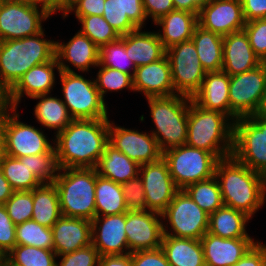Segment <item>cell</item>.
Wrapping results in <instances>:
<instances>
[{
  "mask_svg": "<svg viewBox=\"0 0 266 266\" xmlns=\"http://www.w3.org/2000/svg\"><path fill=\"white\" fill-rule=\"evenodd\" d=\"M108 119H73L63 131L54 135L60 169L96 167L109 143Z\"/></svg>",
  "mask_w": 266,
  "mask_h": 266,
  "instance_id": "6da1fadb",
  "label": "cell"
},
{
  "mask_svg": "<svg viewBox=\"0 0 266 266\" xmlns=\"http://www.w3.org/2000/svg\"><path fill=\"white\" fill-rule=\"evenodd\" d=\"M224 206L252 218L265 204L266 177L240 163L232 155L217 161L214 175Z\"/></svg>",
  "mask_w": 266,
  "mask_h": 266,
  "instance_id": "7a4b0ae2",
  "label": "cell"
},
{
  "mask_svg": "<svg viewBox=\"0 0 266 266\" xmlns=\"http://www.w3.org/2000/svg\"><path fill=\"white\" fill-rule=\"evenodd\" d=\"M234 121L224 113L189 103L186 144L212 153L218 160L232 155Z\"/></svg>",
  "mask_w": 266,
  "mask_h": 266,
  "instance_id": "3957f363",
  "label": "cell"
},
{
  "mask_svg": "<svg viewBox=\"0 0 266 266\" xmlns=\"http://www.w3.org/2000/svg\"><path fill=\"white\" fill-rule=\"evenodd\" d=\"M36 35L0 41V80L10 89L32 67L55 57L56 41Z\"/></svg>",
  "mask_w": 266,
  "mask_h": 266,
  "instance_id": "277c9868",
  "label": "cell"
},
{
  "mask_svg": "<svg viewBox=\"0 0 266 266\" xmlns=\"http://www.w3.org/2000/svg\"><path fill=\"white\" fill-rule=\"evenodd\" d=\"M95 168L59 169L54 180L63 216L92 221L96 216Z\"/></svg>",
  "mask_w": 266,
  "mask_h": 266,
  "instance_id": "5b68a950",
  "label": "cell"
},
{
  "mask_svg": "<svg viewBox=\"0 0 266 266\" xmlns=\"http://www.w3.org/2000/svg\"><path fill=\"white\" fill-rule=\"evenodd\" d=\"M156 127L149 131L161 152L186 144L188 111L191 98L181 94L146 98Z\"/></svg>",
  "mask_w": 266,
  "mask_h": 266,
  "instance_id": "8992f818",
  "label": "cell"
},
{
  "mask_svg": "<svg viewBox=\"0 0 266 266\" xmlns=\"http://www.w3.org/2000/svg\"><path fill=\"white\" fill-rule=\"evenodd\" d=\"M232 156L266 177V118L258 115L234 122Z\"/></svg>",
  "mask_w": 266,
  "mask_h": 266,
  "instance_id": "52a82bcc",
  "label": "cell"
},
{
  "mask_svg": "<svg viewBox=\"0 0 266 266\" xmlns=\"http://www.w3.org/2000/svg\"><path fill=\"white\" fill-rule=\"evenodd\" d=\"M63 103L73 119L108 118L105 101L96 88L95 80L78 73L59 71Z\"/></svg>",
  "mask_w": 266,
  "mask_h": 266,
  "instance_id": "ba28073f",
  "label": "cell"
},
{
  "mask_svg": "<svg viewBox=\"0 0 266 266\" xmlns=\"http://www.w3.org/2000/svg\"><path fill=\"white\" fill-rule=\"evenodd\" d=\"M162 157L178 189L212 178L218 161L212 153L187 144L166 150Z\"/></svg>",
  "mask_w": 266,
  "mask_h": 266,
  "instance_id": "9c48e42d",
  "label": "cell"
},
{
  "mask_svg": "<svg viewBox=\"0 0 266 266\" xmlns=\"http://www.w3.org/2000/svg\"><path fill=\"white\" fill-rule=\"evenodd\" d=\"M163 235L201 239L209 229V214L202 210L184 189H179L168 207L161 213ZM167 219V220H166ZM172 230V231H171Z\"/></svg>",
  "mask_w": 266,
  "mask_h": 266,
  "instance_id": "30bf717a",
  "label": "cell"
},
{
  "mask_svg": "<svg viewBox=\"0 0 266 266\" xmlns=\"http://www.w3.org/2000/svg\"><path fill=\"white\" fill-rule=\"evenodd\" d=\"M52 16L46 9L19 0H0V41L21 39L43 30Z\"/></svg>",
  "mask_w": 266,
  "mask_h": 266,
  "instance_id": "8fae6325",
  "label": "cell"
},
{
  "mask_svg": "<svg viewBox=\"0 0 266 266\" xmlns=\"http://www.w3.org/2000/svg\"><path fill=\"white\" fill-rule=\"evenodd\" d=\"M175 92L190 98L200 89L206 71L203 69L192 40L166 49Z\"/></svg>",
  "mask_w": 266,
  "mask_h": 266,
  "instance_id": "7c38bea8",
  "label": "cell"
},
{
  "mask_svg": "<svg viewBox=\"0 0 266 266\" xmlns=\"http://www.w3.org/2000/svg\"><path fill=\"white\" fill-rule=\"evenodd\" d=\"M266 86V62L241 74L230 76V118L254 115L261 103Z\"/></svg>",
  "mask_w": 266,
  "mask_h": 266,
  "instance_id": "4fadbf2b",
  "label": "cell"
},
{
  "mask_svg": "<svg viewBox=\"0 0 266 266\" xmlns=\"http://www.w3.org/2000/svg\"><path fill=\"white\" fill-rule=\"evenodd\" d=\"M17 109L5 117L4 154L21 158L49 153L54 148L53 143L47 139L42 129L21 122Z\"/></svg>",
  "mask_w": 266,
  "mask_h": 266,
  "instance_id": "5bb4252c",
  "label": "cell"
},
{
  "mask_svg": "<svg viewBox=\"0 0 266 266\" xmlns=\"http://www.w3.org/2000/svg\"><path fill=\"white\" fill-rule=\"evenodd\" d=\"M145 190L147 210L162 213L179 190L170 175L167 161L159 160L143 164L139 169Z\"/></svg>",
  "mask_w": 266,
  "mask_h": 266,
  "instance_id": "9a60e30c",
  "label": "cell"
},
{
  "mask_svg": "<svg viewBox=\"0 0 266 266\" xmlns=\"http://www.w3.org/2000/svg\"><path fill=\"white\" fill-rule=\"evenodd\" d=\"M109 144L140 166L155 162L163 155L156 138L151 133L116 126L110 120Z\"/></svg>",
  "mask_w": 266,
  "mask_h": 266,
  "instance_id": "2e32d148",
  "label": "cell"
},
{
  "mask_svg": "<svg viewBox=\"0 0 266 266\" xmlns=\"http://www.w3.org/2000/svg\"><path fill=\"white\" fill-rule=\"evenodd\" d=\"M163 222L162 215L158 212L149 210L127 211L125 231L129 253L160 248L163 237Z\"/></svg>",
  "mask_w": 266,
  "mask_h": 266,
  "instance_id": "e0dca14e",
  "label": "cell"
},
{
  "mask_svg": "<svg viewBox=\"0 0 266 266\" xmlns=\"http://www.w3.org/2000/svg\"><path fill=\"white\" fill-rule=\"evenodd\" d=\"M241 0H208L200 8L198 25L222 37L243 30Z\"/></svg>",
  "mask_w": 266,
  "mask_h": 266,
  "instance_id": "ac0fdd59",
  "label": "cell"
},
{
  "mask_svg": "<svg viewBox=\"0 0 266 266\" xmlns=\"http://www.w3.org/2000/svg\"><path fill=\"white\" fill-rule=\"evenodd\" d=\"M91 223V244L98 250L100 257L129 254L125 231L126 212L95 216Z\"/></svg>",
  "mask_w": 266,
  "mask_h": 266,
  "instance_id": "d6986e66",
  "label": "cell"
},
{
  "mask_svg": "<svg viewBox=\"0 0 266 266\" xmlns=\"http://www.w3.org/2000/svg\"><path fill=\"white\" fill-rule=\"evenodd\" d=\"M99 47L86 35L78 31L67 43L56 41L55 56L60 71L75 73L72 64L80 72L98 66Z\"/></svg>",
  "mask_w": 266,
  "mask_h": 266,
  "instance_id": "ffe728a7",
  "label": "cell"
},
{
  "mask_svg": "<svg viewBox=\"0 0 266 266\" xmlns=\"http://www.w3.org/2000/svg\"><path fill=\"white\" fill-rule=\"evenodd\" d=\"M133 91L148 97H169L176 95L170 63L165 55L160 60L139 66L133 76Z\"/></svg>",
  "mask_w": 266,
  "mask_h": 266,
  "instance_id": "44dd1931",
  "label": "cell"
},
{
  "mask_svg": "<svg viewBox=\"0 0 266 266\" xmlns=\"http://www.w3.org/2000/svg\"><path fill=\"white\" fill-rule=\"evenodd\" d=\"M200 241L206 266H233L258 242L252 238H222L209 232Z\"/></svg>",
  "mask_w": 266,
  "mask_h": 266,
  "instance_id": "7402d4cb",
  "label": "cell"
},
{
  "mask_svg": "<svg viewBox=\"0 0 266 266\" xmlns=\"http://www.w3.org/2000/svg\"><path fill=\"white\" fill-rule=\"evenodd\" d=\"M222 71L230 76L252 70L263 62L253 51L244 30L223 37Z\"/></svg>",
  "mask_w": 266,
  "mask_h": 266,
  "instance_id": "603a6c76",
  "label": "cell"
},
{
  "mask_svg": "<svg viewBox=\"0 0 266 266\" xmlns=\"http://www.w3.org/2000/svg\"><path fill=\"white\" fill-rule=\"evenodd\" d=\"M55 69L60 71L56 56L48 62L35 65L28 70L11 88V99L15 108L25 95L29 98L50 94L55 82Z\"/></svg>",
  "mask_w": 266,
  "mask_h": 266,
  "instance_id": "cb8c5ba5",
  "label": "cell"
},
{
  "mask_svg": "<svg viewBox=\"0 0 266 266\" xmlns=\"http://www.w3.org/2000/svg\"><path fill=\"white\" fill-rule=\"evenodd\" d=\"M56 255L74 252L91 244L92 223L81 218L61 216L51 227Z\"/></svg>",
  "mask_w": 266,
  "mask_h": 266,
  "instance_id": "d4e9b609",
  "label": "cell"
},
{
  "mask_svg": "<svg viewBox=\"0 0 266 266\" xmlns=\"http://www.w3.org/2000/svg\"><path fill=\"white\" fill-rule=\"evenodd\" d=\"M229 86V74L206 72L200 89L191 99L204 109L220 111L230 117Z\"/></svg>",
  "mask_w": 266,
  "mask_h": 266,
  "instance_id": "484cf974",
  "label": "cell"
},
{
  "mask_svg": "<svg viewBox=\"0 0 266 266\" xmlns=\"http://www.w3.org/2000/svg\"><path fill=\"white\" fill-rule=\"evenodd\" d=\"M154 24L161 26L158 36L165 49L191 40L198 25V15L186 10H173L161 17ZM162 32V33H161Z\"/></svg>",
  "mask_w": 266,
  "mask_h": 266,
  "instance_id": "4316f807",
  "label": "cell"
},
{
  "mask_svg": "<svg viewBox=\"0 0 266 266\" xmlns=\"http://www.w3.org/2000/svg\"><path fill=\"white\" fill-rule=\"evenodd\" d=\"M125 49L136 68L156 62L166 55L157 31L142 32L141 28L125 35Z\"/></svg>",
  "mask_w": 266,
  "mask_h": 266,
  "instance_id": "83f0119b",
  "label": "cell"
},
{
  "mask_svg": "<svg viewBox=\"0 0 266 266\" xmlns=\"http://www.w3.org/2000/svg\"><path fill=\"white\" fill-rule=\"evenodd\" d=\"M161 249L170 266H206L199 239L163 235Z\"/></svg>",
  "mask_w": 266,
  "mask_h": 266,
  "instance_id": "f1b7e54d",
  "label": "cell"
},
{
  "mask_svg": "<svg viewBox=\"0 0 266 266\" xmlns=\"http://www.w3.org/2000/svg\"><path fill=\"white\" fill-rule=\"evenodd\" d=\"M95 169L98 175L122 184L139 175L140 165L108 143Z\"/></svg>",
  "mask_w": 266,
  "mask_h": 266,
  "instance_id": "f546056e",
  "label": "cell"
},
{
  "mask_svg": "<svg viewBox=\"0 0 266 266\" xmlns=\"http://www.w3.org/2000/svg\"><path fill=\"white\" fill-rule=\"evenodd\" d=\"M250 219L239 210L222 206L209 215L208 232L222 238H252L246 231Z\"/></svg>",
  "mask_w": 266,
  "mask_h": 266,
  "instance_id": "4dcf8cb0",
  "label": "cell"
},
{
  "mask_svg": "<svg viewBox=\"0 0 266 266\" xmlns=\"http://www.w3.org/2000/svg\"><path fill=\"white\" fill-rule=\"evenodd\" d=\"M191 40L203 69L206 72L222 71L223 37L197 25Z\"/></svg>",
  "mask_w": 266,
  "mask_h": 266,
  "instance_id": "1f68e13d",
  "label": "cell"
},
{
  "mask_svg": "<svg viewBox=\"0 0 266 266\" xmlns=\"http://www.w3.org/2000/svg\"><path fill=\"white\" fill-rule=\"evenodd\" d=\"M31 98L39 99L34 108V116L38 124H42L48 129L57 130L54 134L63 131L72 122L73 118L62 99L52 97V94L51 96L49 94L37 95Z\"/></svg>",
  "mask_w": 266,
  "mask_h": 266,
  "instance_id": "d6a6232c",
  "label": "cell"
},
{
  "mask_svg": "<svg viewBox=\"0 0 266 266\" xmlns=\"http://www.w3.org/2000/svg\"><path fill=\"white\" fill-rule=\"evenodd\" d=\"M61 216L59 195L54 183H42L33 189V221L51 228Z\"/></svg>",
  "mask_w": 266,
  "mask_h": 266,
  "instance_id": "836d02e7",
  "label": "cell"
},
{
  "mask_svg": "<svg viewBox=\"0 0 266 266\" xmlns=\"http://www.w3.org/2000/svg\"><path fill=\"white\" fill-rule=\"evenodd\" d=\"M95 206L96 216L118 215L127 212L121 184L97 174Z\"/></svg>",
  "mask_w": 266,
  "mask_h": 266,
  "instance_id": "e575fe53",
  "label": "cell"
},
{
  "mask_svg": "<svg viewBox=\"0 0 266 266\" xmlns=\"http://www.w3.org/2000/svg\"><path fill=\"white\" fill-rule=\"evenodd\" d=\"M0 167L15 191H32L42 184L29 170L28 156L14 158L3 154L0 157Z\"/></svg>",
  "mask_w": 266,
  "mask_h": 266,
  "instance_id": "d590c367",
  "label": "cell"
},
{
  "mask_svg": "<svg viewBox=\"0 0 266 266\" xmlns=\"http://www.w3.org/2000/svg\"><path fill=\"white\" fill-rule=\"evenodd\" d=\"M184 190L209 215L224 206L220 186L215 176L204 181L192 183Z\"/></svg>",
  "mask_w": 266,
  "mask_h": 266,
  "instance_id": "8d00e7d4",
  "label": "cell"
},
{
  "mask_svg": "<svg viewBox=\"0 0 266 266\" xmlns=\"http://www.w3.org/2000/svg\"><path fill=\"white\" fill-rule=\"evenodd\" d=\"M98 65L117 69L133 78L136 66L126 53L125 35L99 47Z\"/></svg>",
  "mask_w": 266,
  "mask_h": 266,
  "instance_id": "74e56055",
  "label": "cell"
},
{
  "mask_svg": "<svg viewBox=\"0 0 266 266\" xmlns=\"http://www.w3.org/2000/svg\"><path fill=\"white\" fill-rule=\"evenodd\" d=\"M16 245H29L37 248L53 250V233L50 227L28 220L16 225Z\"/></svg>",
  "mask_w": 266,
  "mask_h": 266,
  "instance_id": "f35d334b",
  "label": "cell"
},
{
  "mask_svg": "<svg viewBox=\"0 0 266 266\" xmlns=\"http://www.w3.org/2000/svg\"><path fill=\"white\" fill-rule=\"evenodd\" d=\"M6 257L18 266H56L58 258L54 250L29 245H16Z\"/></svg>",
  "mask_w": 266,
  "mask_h": 266,
  "instance_id": "ab89813d",
  "label": "cell"
},
{
  "mask_svg": "<svg viewBox=\"0 0 266 266\" xmlns=\"http://www.w3.org/2000/svg\"><path fill=\"white\" fill-rule=\"evenodd\" d=\"M76 18L82 24L79 31L89 37L98 47L120 37L103 16H76Z\"/></svg>",
  "mask_w": 266,
  "mask_h": 266,
  "instance_id": "60d3db41",
  "label": "cell"
},
{
  "mask_svg": "<svg viewBox=\"0 0 266 266\" xmlns=\"http://www.w3.org/2000/svg\"><path fill=\"white\" fill-rule=\"evenodd\" d=\"M99 71L96 73L95 84L96 88L99 91V94L103 100H105V94L109 91H119L129 89H133V79L129 74L121 72L117 69H113L110 67H103L98 65Z\"/></svg>",
  "mask_w": 266,
  "mask_h": 266,
  "instance_id": "b9f144b4",
  "label": "cell"
},
{
  "mask_svg": "<svg viewBox=\"0 0 266 266\" xmlns=\"http://www.w3.org/2000/svg\"><path fill=\"white\" fill-rule=\"evenodd\" d=\"M28 166L41 183H53L60 169L55 147L49 153L28 156Z\"/></svg>",
  "mask_w": 266,
  "mask_h": 266,
  "instance_id": "7bdbcfd3",
  "label": "cell"
},
{
  "mask_svg": "<svg viewBox=\"0 0 266 266\" xmlns=\"http://www.w3.org/2000/svg\"><path fill=\"white\" fill-rule=\"evenodd\" d=\"M4 206L15 225L32 220L33 214V190L14 191Z\"/></svg>",
  "mask_w": 266,
  "mask_h": 266,
  "instance_id": "ee69618b",
  "label": "cell"
},
{
  "mask_svg": "<svg viewBox=\"0 0 266 266\" xmlns=\"http://www.w3.org/2000/svg\"><path fill=\"white\" fill-rule=\"evenodd\" d=\"M104 19L117 32L119 36L126 35L138 28L129 20L126 13L123 12L119 0H106L104 3Z\"/></svg>",
  "mask_w": 266,
  "mask_h": 266,
  "instance_id": "f6af8a7d",
  "label": "cell"
},
{
  "mask_svg": "<svg viewBox=\"0 0 266 266\" xmlns=\"http://www.w3.org/2000/svg\"><path fill=\"white\" fill-rule=\"evenodd\" d=\"M243 30L255 54L266 62V18L246 22Z\"/></svg>",
  "mask_w": 266,
  "mask_h": 266,
  "instance_id": "bcb514c9",
  "label": "cell"
},
{
  "mask_svg": "<svg viewBox=\"0 0 266 266\" xmlns=\"http://www.w3.org/2000/svg\"><path fill=\"white\" fill-rule=\"evenodd\" d=\"M121 186L128 211L147 210L145 190L139 175Z\"/></svg>",
  "mask_w": 266,
  "mask_h": 266,
  "instance_id": "7dc6e473",
  "label": "cell"
},
{
  "mask_svg": "<svg viewBox=\"0 0 266 266\" xmlns=\"http://www.w3.org/2000/svg\"><path fill=\"white\" fill-rule=\"evenodd\" d=\"M61 262L56 261V266H98L100 255L92 245L80 248L74 252L57 256Z\"/></svg>",
  "mask_w": 266,
  "mask_h": 266,
  "instance_id": "c3c4849f",
  "label": "cell"
},
{
  "mask_svg": "<svg viewBox=\"0 0 266 266\" xmlns=\"http://www.w3.org/2000/svg\"><path fill=\"white\" fill-rule=\"evenodd\" d=\"M16 225L8 216L4 205H0V250L8 254L16 246Z\"/></svg>",
  "mask_w": 266,
  "mask_h": 266,
  "instance_id": "681fc988",
  "label": "cell"
},
{
  "mask_svg": "<svg viewBox=\"0 0 266 266\" xmlns=\"http://www.w3.org/2000/svg\"><path fill=\"white\" fill-rule=\"evenodd\" d=\"M132 266H170L163 250H139L131 253Z\"/></svg>",
  "mask_w": 266,
  "mask_h": 266,
  "instance_id": "f907efd6",
  "label": "cell"
},
{
  "mask_svg": "<svg viewBox=\"0 0 266 266\" xmlns=\"http://www.w3.org/2000/svg\"><path fill=\"white\" fill-rule=\"evenodd\" d=\"M123 12L127 14L129 20L137 27L143 28L144 22L148 19L144 10L142 0H119Z\"/></svg>",
  "mask_w": 266,
  "mask_h": 266,
  "instance_id": "816d5d0a",
  "label": "cell"
},
{
  "mask_svg": "<svg viewBox=\"0 0 266 266\" xmlns=\"http://www.w3.org/2000/svg\"><path fill=\"white\" fill-rule=\"evenodd\" d=\"M105 1L106 0H77L63 18H66L68 14L72 12H74L75 16H103Z\"/></svg>",
  "mask_w": 266,
  "mask_h": 266,
  "instance_id": "f5cc1de1",
  "label": "cell"
},
{
  "mask_svg": "<svg viewBox=\"0 0 266 266\" xmlns=\"http://www.w3.org/2000/svg\"><path fill=\"white\" fill-rule=\"evenodd\" d=\"M147 18L155 23L161 17L175 10L173 0H142Z\"/></svg>",
  "mask_w": 266,
  "mask_h": 266,
  "instance_id": "db71d44e",
  "label": "cell"
},
{
  "mask_svg": "<svg viewBox=\"0 0 266 266\" xmlns=\"http://www.w3.org/2000/svg\"><path fill=\"white\" fill-rule=\"evenodd\" d=\"M233 266H266V244H263L261 241H258Z\"/></svg>",
  "mask_w": 266,
  "mask_h": 266,
  "instance_id": "11a10c76",
  "label": "cell"
},
{
  "mask_svg": "<svg viewBox=\"0 0 266 266\" xmlns=\"http://www.w3.org/2000/svg\"><path fill=\"white\" fill-rule=\"evenodd\" d=\"M245 22L266 18V0H241Z\"/></svg>",
  "mask_w": 266,
  "mask_h": 266,
  "instance_id": "9f6ffc18",
  "label": "cell"
},
{
  "mask_svg": "<svg viewBox=\"0 0 266 266\" xmlns=\"http://www.w3.org/2000/svg\"><path fill=\"white\" fill-rule=\"evenodd\" d=\"M14 109L15 107L11 99V89L0 80V117L8 116Z\"/></svg>",
  "mask_w": 266,
  "mask_h": 266,
  "instance_id": "6f0895ef",
  "label": "cell"
},
{
  "mask_svg": "<svg viewBox=\"0 0 266 266\" xmlns=\"http://www.w3.org/2000/svg\"><path fill=\"white\" fill-rule=\"evenodd\" d=\"M98 266H132L131 253L126 255L101 256Z\"/></svg>",
  "mask_w": 266,
  "mask_h": 266,
  "instance_id": "680465c9",
  "label": "cell"
},
{
  "mask_svg": "<svg viewBox=\"0 0 266 266\" xmlns=\"http://www.w3.org/2000/svg\"><path fill=\"white\" fill-rule=\"evenodd\" d=\"M208 0H173L175 10H186L196 15L199 14L200 8Z\"/></svg>",
  "mask_w": 266,
  "mask_h": 266,
  "instance_id": "91938a15",
  "label": "cell"
},
{
  "mask_svg": "<svg viewBox=\"0 0 266 266\" xmlns=\"http://www.w3.org/2000/svg\"><path fill=\"white\" fill-rule=\"evenodd\" d=\"M14 189L9 184L5 178L3 171L0 167V205H4L5 202L11 197L14 193Z\"/></svg>",
  "mask_w": 266,
  "mask_h": 266,
  "instance_id": "94428289",
  "label": "cell"
},
{
  "mask_svg": "<svg viewBox=\"0 0 266 266\" xmlns=\"http://www.w3.org/2000/svg\"><path fill=\"white\" fill-rule=\"evenodd\" d=\"M77 2V0H59V11L64 16L72 6Z\"/></svg>",
  "mask_w": 266,
  "mask_h": 266,
  "instance_id": "6125c7cd",
  "label": "cell"
},
{
  "mask_svg": "<svg viewBox=\"0 0 266 266\" xmlns=\"http://www.w3.org/2000/svg\"><path fill=\"white\" fill-rule=\"evenodd\" d=\"M29 4L40 6L51 14V3L48 0H19Z\"/></svg>",
  "mask_w": 266,
  "mask_h": 266,
  "instance_id": "be15d7a7",
  "label": "cell"
},
{
  "mask_svg": "<svg viewBox=\"0 0 266 266\" xmlns=\"http://www.w3.org/2000/svg\"><path fill=\"white\" fill-rule=\"evenodd\" d=\"M254 115H258L260 117L266 118V86H265V90L263 92L261 103H260V105H259V107H258V109Z\"/></svg>",
  "mask_w": 266,
  "mask_h": 266,
  "instance_id": "e7e4bbea",
  "label": "cell"
},
{
  "mask_svg": "<svg viewBox=\"0 0 266 266\" xmlns=\"http://www.w3.org/2000/svg\"><path fill=\"white\" fill-rule=\"evenodd\" d=\"M5 117H0V157L4 154Z\"/></svg>",
  "mask_w": 266,
  "mask_h": 266,
  "instance_id": "03108f58",
  "label": "cell"
},
{
  "mask_svg": "<svg viewBox=\"0 0 266 266\" xmlns=\"http://www.w3.org/2000/svg\"><path fill=\"white\" fill-rule=\"evenodd\" d=\"M51 3V15L56 14L55 12H59V0H48Z\"/></svg>",
  "mask_w": 266,
  "mask_h": 266,
  "instance_id": "003e7915",
  "label": "cell"
},
{
  "mask_svg": "<svg viewBox=\"0 0 266 266\" xmlns=\"http://www.w3.org/2000/svg\"><path fill=\"white\" fill-rule=\"evenodd\" d=\"M5 259H6V254L2 250H0V266H3Z\"/></svg>",
  "mask_w": 266,
  "mask_h": 266,
  "instance_id": "a7ac6f4b",
  "label": "cell"
},
{
  "mask_svg": "<svg viewBox=\"0 0 266 266\" xmlns=\"http://www.w3.org/2000/svg\"><path fill=\"white\" fill-rule=\"evenodd\" d=\"M3 266H18V265H15L13 264L7 257L3 263Z\"/></svg>",
  "mask_w": 266,
  "mask_h": 266,
  "instance_id": "89a4df30",
  "label": "cell"
}]
</instances>
